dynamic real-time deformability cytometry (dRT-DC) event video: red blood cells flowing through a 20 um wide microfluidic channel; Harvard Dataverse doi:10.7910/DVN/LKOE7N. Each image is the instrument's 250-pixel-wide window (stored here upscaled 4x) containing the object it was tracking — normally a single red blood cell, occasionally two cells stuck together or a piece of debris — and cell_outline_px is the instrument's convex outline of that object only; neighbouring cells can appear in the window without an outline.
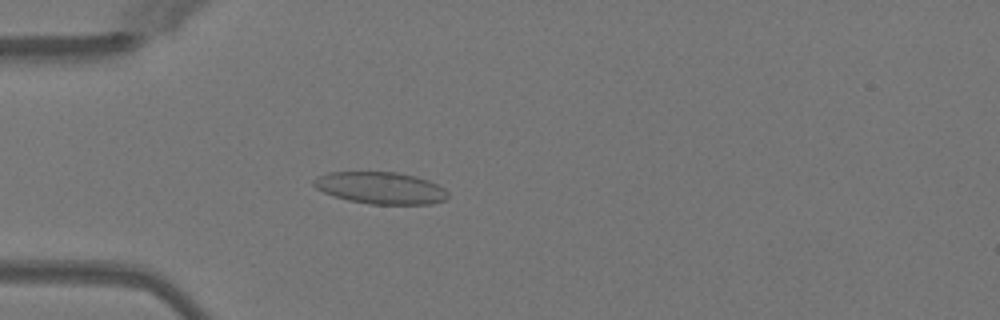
{"species": "Egyptian fruit bat (a non-hibernating species)", "species_latin": "Rousettus aegyptiacus", "temperature_condition": "warm", "stored_images_in_passage": 51, "camera_frame_rate_fps": 3000, "um_per_image_px": 0.085, "animal": {"sex": "female"}, "frame": {"image": 1, "passage_image": 15, "time_ms": 4.667, "image_size_px": [1000, 320], "cell_outline_px": [[448, 196], [444, 200], [432, 204], [368, 204], [348, 200], [324, 192], [316, 188], [312, 184], [312, 180], [328, 172], [396, 172], [416, 176], [428, 180], [444, 188], [448, 192]], "centroid_in_image_um": [32.36, 15.97], "position_along_channel_um": 52.6, "area_um2": 24.91}}
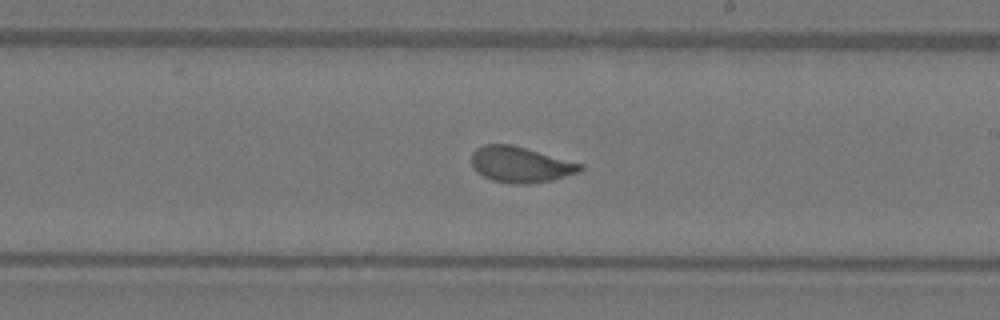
{"frame": {"image": 2, "passage_image": 30, "time_ms": 9.667, "image_size_px": [1000, 320], "cell_outline_px": [[584, 168], [580, 172], [552, 180], [524, 184], [516, 184], [492, 180], [476, 172], [472, 164], [472, 152], [476, 148], [484, 144], [512, 144], [584, 164]], "centroid_in_image_um": [44.25, 13.98], "position_along_channel_um": 244.7, "area_um2": 22.72}}
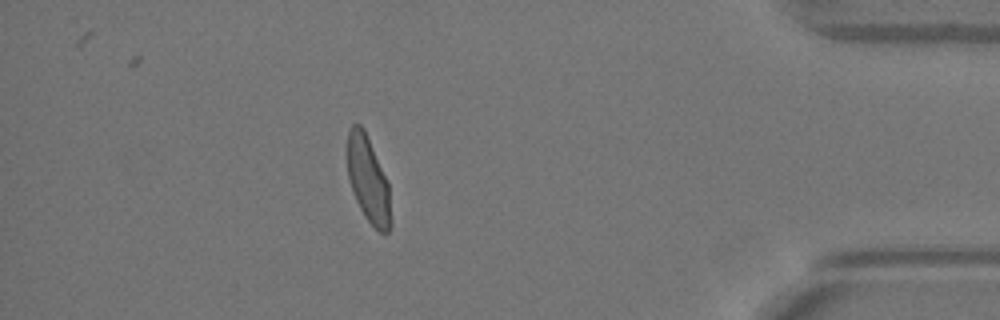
{"frame": {"image": 3, "passage_image": 45, "time_ms": 14.667, "image_size_px": [1000, 320], "cell_outline_px": [[392, 224], [388, 232], [380, 232], [364, 216], [352, 192], [348, 176], [348, 132], [352, 124], [360, 124], [364, 128], [388, 180]], "centroid_in_image_um": [31.32, 15.27], "position_along_channel_um": 403.9, "area_um2": 21.85}, "authors_computed_cell_mechanics": {"area_um2": 22.9466, "velocity_mm_per_s": 4.033, "shape_relaxation_time_tau1_ms": 5.4345, "shape_relaxation_time_tau2_ms": null, "deformation_change_tau1": 0.1527, "deformation_change_tau2": null}}